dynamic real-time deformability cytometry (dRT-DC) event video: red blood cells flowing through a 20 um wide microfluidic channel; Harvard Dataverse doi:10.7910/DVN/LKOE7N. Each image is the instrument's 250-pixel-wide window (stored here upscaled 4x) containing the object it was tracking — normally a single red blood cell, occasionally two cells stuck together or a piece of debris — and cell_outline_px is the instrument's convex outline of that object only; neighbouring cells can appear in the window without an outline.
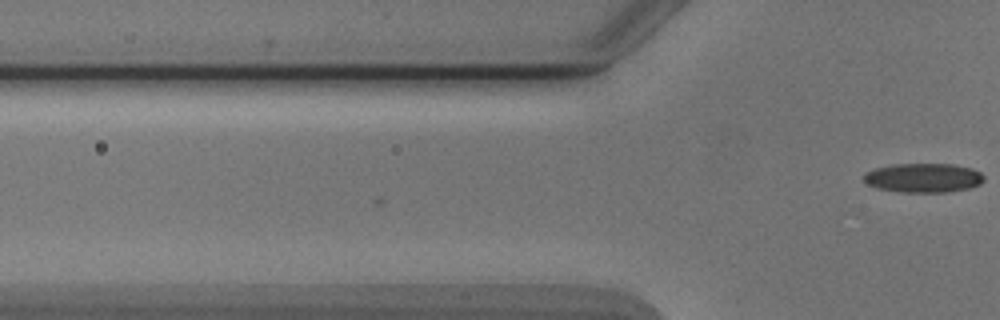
{"species": "Egyptian fruit bat (a non-hibernating species)", "species_latin": "Rousettus aegyptiacus", "temperature_condition": "cold", "stored_images_in_passage": 2, "camera_frame_rate_fps": 3000, "um_per_image_px": 0.085, "animal": {"sex": "male"}, "frame": {"image": 1, "passage_image": 2, "time_ms": 1.0, "image_size_px": [1000, 320], "cell_outline_px": [[984, 180], [980, 184], [968, 188], [948, 192], [900, 192], [880, 188], [868, 184], [864, 180], [864, 172], [872, 168], [892, 164], [952, 164], [972, 168], [980, 172], [984, 176]], "centroid_in_image_um": [78.48, 15.1], "position_along_channel_um": 47.3, "area_um2": 20.52}}